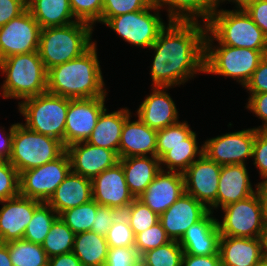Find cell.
I'll return each instance as SVG.
<instances>
[{"mask_svg": "<svg viewBox=\"0 0 267 266\" xmlns=\"http://www.w3.org/2000/svg\"><path fill=\"white\" fill-rule=\"evenodd\" d=\"M207 25L199 22L168 21L151 45L154 58L152 87L183 85L198 72L204 73Z\"/></svg>", "mask_w": 267, "mask_h": 266, "instance_id": "obj_1", "label": "cell"}, {"mask_svg": "<svg viewBox=\"0 0 267 266\" xmlns=\"http://www.w3.org/2000/svg\"><path fill=\"white\" fill-rule=\"evenodd\" d=\"M94 43L73 60L47 70V92L70 98H96L107 95Z\"/></svg>", "mask_w": 267, "mask_h": 266, "instance_id": "obj_2", "label": "cell"}, {"mask_svg": "<svg viewBox=\"0 0 267 266\" xmlns=\"http://www.w3.org/2000/svg\"><path fill=\"white\" fill-rule=\"evenodd\" d=\"M93 26L76 21L66 26L41 29L38 52L46 70L86 52L92 41Z\"/></svg>", "mask_w": 267, "mask_h": 266, "instance_id": "obj_3", "label": "cell"}, {"mask_svg": "<svg viewBox=\"0 0 267 266\" xmlns=\"http://www.w3.org/2000/svg\"><path fill=\"white\" fill-rule=\"evenodd\" d=\"M5 80L1 86L3 98L25 100L47 92V70L39 52L9 56L0 61Z\"/></svg>", "mask_w": 267, "mask_h": 266, "instance_id": "obj_4", "label": "cell"}, {"mask_svg": "<svg viewBox=\"0 0 267 266\" xmlns=\"http://www.w3.org/2000/svg\"><path fill=\"white\" fill-rule=\"evenodd\" d=\"M205 40L231 47L267 51V38L245 9H216L208 21Z\"/></svg>", "mask_w": 267, "mask_h": 266, "instance_id": "obj_5", "label": "cell"}, {"mask_svg": "<svg viewBox=\"0 0 267 266\" xmlns=\"http://www.w3.org/2000/svg\"><path fill=\"white\" fill-rule=\"evenodd\" d=\"M212 43V40H205L204 73L231 77L243 88L267 55V51Z\"/></svg>", "mask_w": 267, "mask_h": 266, "instance_id": "obj_6", "label": "cell"}, {"mask_svg": "<svg viewBox=\"0 0 267 266\" xmlns=\"http://www.w3.org/2000/svg\"><path fill=\"white\" fill-rule=\"evenodd\" d=\"M70 98L48 92L18 103L28 129L58 139L64 145L66 115Z\"/></svg>", "mask_w": 267, "mask_h": 266, "instance_id": "obj_7", "label": "cell"}, {"mask_svg": "<svg viewBox=\"0 0 267 266\" xmlns=\"http://www.w3.org/2000/svg\"><path fill=\"white\" fill-rule=\"evenodd\" d=\"M65 151L66 148L58 139L34 132L23 123H15L8 161L20 174L56 160Z\"/></svg>", "mask_w": 267, "mask_h": 266, "instance_id": "obj_8", "label": "cell"}, {"mask_svg": "<svg viewBox=\"0 0 267 266\" xmlns=\"http://www.w3.org/2000/svg\"><path fill=\"white\" fill-rule=\"evenodd\" d=\"M222 221L217 219L219 233L230 237L260 238L265 229L261 199L258 191L236 203L221 208Z\"/></svg>", "mask_w": 267, "mask_h": 266, "instance_id": "obj_9", "label": "cell"}, {"mask_svg": "<svg viewBox=\"0 0 267 266\" xmlns=\"http://www.w3.org/2000/svg\"><path fill=\"white\" fill-rule=\"evenodd\" d=\"M159 11L151 4L143 10L111 17L105 25L114 30L125 42L137 47L150 48L166 26Z\"/></svg>", "mask_w": 267, "mask_h": 266, "instance_id": "obj_10", "label": "cell"}, {"mask_svg": "<svg viewBox=\"0 0 267 266\" xmlns=\"http://www.w3.org/2000/svg\"><path fill=\"white\" fill-rule=\"evenodd\" d=\"M70 171L71 162L65 151L54 161L21 172L19 174L20 195L47 202Z\"/></svg>", "mask_w": 267, "mask_h": 266, "instance_id": "obj_11", "label": "cell"}, {"mask_svg": "<svg viewBox=\"0 0 267 266\" xmlns=\"http://www.w3.org/2000/svg\"><path fill=\"white\" fill-rule=\"evenodd\" d=\"M41 27L28 8L0 27V61L13 55L38 51Z\"/></svg>", "mask_w": 267, "mask_h": 266, "instance_id": "obj_12", "label": "cell"}, {"mask_svg": "<svg viewBox=\"0 0 267 266\" xmlns=\"http://www.w3.org/2000/svg\"><path fill=\"white\" fill-rule=\"evenodd\" d=\"M255 128L243 129L209 138L203 144V154L218 165L246 164L252 158Z\"/></svg>", "mask_w": 267, "mask_h": 266, "instance_id": "obj_13", "label": "cell"}, {"mask_svg": "<svg viewBox=\"0 0 267 266\" xmlns=\"http://www.w3.org/2000/svg\"><path fill=\"white\" fill-rule=\"evenodd\" d=\"M220 171L221 165L202 154L183 172L185 193L204 204L211 212L217 208Z\"/></svg>", "mask_w": 267, "mask_h": 266, "instance_id": "obj_14", "label": "cell"}, {"mask_svg": "<svg viewBox=\"0 0 267 266\" xmlns=\"http://www.w3.org/2000/svg\"><path fill=\"white\" fill-rule=\"evenodd\" d=\"M106 95L96 98L71 99L66 115L64 147L86 141L105 107Z\"/></svg>", "mask_w": 267, "mask_h": 266, "instance_id": "obj_15", "label": "cell"}, {"mask_svg": "<svg viewBox=\"0 0 267 266\" xmlns=\"http://www.w3.org/2000/svg\"><path fill=\"white\" fill-rule=\"evenodd\" d=\"M91 181L92 199L101 206H108L122 213L135 199L128 189L125 173L119 162Z\"/></svg>", "mask_w": 267, "mask_h": 266, "instance_id": "obj_16", "label": "cell"}, {"mask_svg": "<svg viewBox=\"0 0 267 266\" xmlns=\"http://www.w3.org/2000/svg\"><path fill=\"white\" fill-rule=\"evenodd\" d=\"M71 162V171L88 179L101 174L119 162L115 151L89 144L86 141L66 147Z\"/></svg>", "mask_w": 267, "mask_h": 266, "instance_id": "obj_17", "label": "cell"}, {"mask_svg": "<svg viewBox=\"0 0 267 266\" xmlns=\"http://www.w3.org/2000/svg\"><path fill=\"white\" fill-rule=\"evenodd\" d=\"M209 211L204 204L184 192L159 216V222L171 240L180 241L187 229L201 220Z\"/></svg>", "mask_w": 267, "mask_h": 266, "instance_id": "obj_18", "label": "cell"}, {"mask_svg": "<svg viewBox=\"0 0 267 266\" xmlns=\"http://www.w3.org/2000/svg\"><path fill=\"white\" fill-rule=\"evenodd\" d=\"M0 243L23 239L25 230L40 201L18 195L0 201Z\"/></svg>", "mask_w": 267, "mask_h": 266, "instance_id": "obj_19", "label": "cell"}, {"mask_svg": "<svg viewBox=\"0 0 267 266\" xmlns=\"http://www.w3.org/2000/svg\"><path fill=\"white\" fill-rule=\"evenodd\" d=\"M184 192L183 173L161 170L138 199L160 216Z\"/></svg>", "mask_w": 267, "mask_h": 266, "instance_id": "obj_20", "label": "cell"}, {"mask_svg": "<svg viewBox=\"0 0 267 266\" xmlns=\"http://www.w3.org/2000/svg\"><path fill=\"white\" fill-rule=\"evenodd\" d=\"M152 88V93L139 105L137 116L148 127L158 131L179 122V115L175 102L166 92L171 87Z\"/></svg>", "mask_w": 267, "mask_h": 266, "instance_id": "obj_21", "label": "cell"}, {"mask_svg": "<svg viewBox=\"0 0 267 266\" xmlns=\"http://www.w3.org/2000/svg\"><path fill=\"white\" fill-rule=\"evenodd\" d=\"M209 211L201 220L191 225L179 241L184 253L195 256L219 255L217 218Z\"/></svg>", "mask_w": 267, "mask_h": 266, "instance_id": "obj_22", "label": "cell"}, {"mask_svg": "<svg viewBox=\"0 0 267 266\" xmlns=\"http://www.w3.org/2000/svg\"><path fill=\"white\" fill-rule=\"evenodd\" d=\"M129 116L123 125L118 156L120 159L137 156H156L157 131L139 118L131 121Z\"/></svg>", "mask_w": 267, "mask_h": 266, "instance_id": "obj_23", "label": "cell"}, {"mask_svg": "<svg viewBox=\"0 0 267 266\" xmlns=\"http://www.w3.org/2000/svg\"><path fill=\"white\" fill-rule=\"evenodd\" d=\"M246 164H232L221 166L217 190V209L236 203L253 195Z\"/></svg>", "mask_w": 267, "mask_h": 266, "instance_id": "obj_24", "label": "cell"}, {"mask_svg": "<svg viewBox=\"0 0 267 266\" xmlns=\"http://www.w3.org/2000/svg\"><path fill=\"white\" fill-rule=\"evenodd\" d=\"M222 266H256L262 260L260 238L220 236Z\"/></svg>", "mask_w": 267, "mask_h": 266, "instance_id": "obj_25", "label": "cell"}, {"mask_svg": "<svg viewBox=\"0 0 267 266\" xmlns=\"http://www.w3.org/2000/svg\"><path fill=\"white\" fill-rule=\"evenodd\" d=\"M90 200H92L91 179L70 171L47 203L60 215Z\"/></svg>", "mask_w": 267, "mask_h": 266, "instance_id": "obj_26", "label": "cell"}, {"mask_svg": "<svg viewBox=\"0 0 267 266\" xmlns=\"http://www.w3.org/2000/svg\"><path fill=\"white\" fill-rule=\"evenodd\" d=\"M119 163L134 198H138L161 171L160 161L156 156L127 157L119 159Z\"/></svg>", "mask_w": 267, "mask_h": 266, "instance_id": "obj_27", "label": "cell"}, {"mask_svg": "<svg viewBox=\"0 0 267 266\" xmlns=\"http://www.w3.org/2000/svg\"><path fill=\"white\" fill-rule=\"evenodd\" d=\"M129 111L125 107L107 113V108H105L101 112L94 130L86 142L97 147L115 151L118 154L123 125L125 120L131 116Z\"/></svg>", "mask_w": 267, "mask_h": 266, "instance_id": "obj_28", "label": "cell"}, {"mask_svg": "<svg viewBox=\"0 0 267 266\" xmlns=\"http://www.w3.org/2000/svg\"><path fill=\"white\" fill-rule=\"evenodd\" d=\"M152 4L159 10L166 7L168 21L200 22L202 19L204 24L217 9L215 0H152Z\"/></svg>", "mask_w": 267, "mask_h": 266, "instance_id": "obj_29", "label": "cell"}, {"mask_svg": "<svg viewBox=\"0 0 267 266\" xmlns=\"http://www.w3.org/2000/svg\"><path fill=\"white\" fill-rule=\"evenodd\" d=\"M27 8L41 28L66 26L77 21L70 0H34Z\"/></svg>", "mask_w": 267, "mask_h": 266, "instance_id": "obj_30", "label": "cell"}, {"mask_svg": "<svg viewBox=\"0 0 267 266\" xmlns=\"http://www.w3.org/2000/svg\"><path fill=\"white\" fill-rule=\"evenodd\" d=\"M108 250L106 236L92 231L75 234L73 253L82 266H105Z\"/></svg>", "mask_w": 267, "mask_h": 266, "instance_id": "obj_31", "label": "cell"}, {"mask_svg": "<svg viewBox=\"0 0 267 266\" xmlns=\"http://www.w3.org/2000/svg\"><path fill=\"white\" fill-rule=\"evenodd\" d=\"M196 138L197 135L193 131L187 137V144H177L176 146L171 147V150L167 151L159 159L161 170L183 173L195 160H197V156L200 157L203 154V145H201V147L198 146Z\"/></svg>", "mask_w": 267, "mask_h": 266, "instance_id": "obj_32", "label": "cell"}, {"mask_svg": "<svg viewBox=\"0 0 267 266\" xmlns=\"http://www.w3.org/2000/svg\"><path fill=\"white\" fill-rule=\"evenodd\" d=\"M13 266H47L48 256L41 244L24 239L5 243Z\"/></svg>", "mask_w": 267, "mask_h": 266, "instance_id": "obj_33", "label": "cell"}, {"mask_svg": "<svg viewBox=\"0 0 267 266\" xmlns=\"http://www.w3.org/2000/svg\"><path fill=\"white\" fill-rule=\"evenodd\" d=\"M75 233L58 217L41 244L48 258L73 252Z\"/></svg>", "mask_w": 267, "mask_h": 266, "instance_id": "obj_34", "label": "cell"}, {"mask_svg": "<svg viewBox=\"0 0 267 266\" xmlns=\"http://www.w3.org/2000/svg\"><path fill=\"white\" fill-rule=\"evenodd\" d=\"M58 217L57 212L47 202H42L35 209L33 217L25 230L23 239L42 244L52 224Z\"/></svg>", "mask_w": 267, "mask_h": 266, "instance_id": "obj_35", "label": "cell"}, {"mask_svg": "<svg viewBox=\"0 0 267 266\" xmlns=\"http://www.w3.org/2000/svg\"><path fill=\"white\" fill-rule=\"evenodd\" d=\"M100 205L93 199L62 212L59 217L75 233L90 231Z\"/></svg>", "mask_w": 267, "mask_h": 266, "instance_id": "obj_36", "label": "cell"}, {"mask_svg": "<svg viewBox=\"0 0 267 266\" xmlns=\"http://www.w3.org/2000/svg\"><path fill=\"white\" fill-rule=\"evenodd\" d=\"M183 253L179 241L171 240L156 249L148 250L139 258L149 266H181Z\"/></svg>", "mask_w": 267, "mask_h": 266, "instance_id": "obj_37", "label": "cell"}, {"mask_svg": "<svg viewBox=\"0 0 267 266\" xmlns=\"http://www.w3.org/2000/svg\"><path fill=\"white\" fill-rule=\"evenodd\" d=\"M193 132L188 122H177L157 131L156 157L161 158L171 147L187 144V137Z\"/></svg>", "mask_w": 267, "mask_h": 266, "instance_id": "obj_38", "label": "cell"}, {"mask_svg": "<svg viewBox=\"0 0 267 266\" xmlns=\"http://www.w3.org/2000/svg\"><path fill=\"white\" fill-rule=\"evenodd\" d=\"M122 213L135 236L159 222V216L138 198H135Z\"/></svg>", "mask_w": 267, "mask_h": 266, "instance_id": "obj_39", "label": "cell"}, {"mask_svg": "<svg viewBox=\"0 0 267 266\" xmlns=\"http://www.w3.org/2000/svg\"><path fill=\"white\" fill-rule=\"evenodd\" d=\"M106 240L109 248H134L135 235L123 213L117 217L115 222L109 228Z\"/></svg>", "mask_w": 267, "mask_h": 266, "instance_id": "obj_40", "label": "cell"}, {"mask_svg": "<svg viewBox=\"0 0 267 266\" xmlns=\"http://www.w3.org/2000/svg\"><path fill=\"white\" fill-rule=\"evenodd\" d=\"M170 241L171 239L167 236L162 224L157 222L154 226L147 228L135 236L134 248L140 257L148 250L156 249Z\"/></svg>", "mask_w": 267, "mask_h": 266, "instance_id": "obj_41", "label": "cell"}, {"mask_svg": "<svg viewBox=\"0 0 267 266\" xmlns=\"http://www.w3.org/2000/svg\"><path fill=\"white\" fill-rule=\"evenodd\" d=\"M151 4L152 0H104L99 22L105 24L111 17L143 10Z\"/></svg>", "mask_w": 267, "mask_h": 266, "instance_id": "obj_42", "label": "cell"}, {"mask_svg": "<svg viewBox=\"0 0 267 266\" xmlns=\"http://www.w3.org/2000/svg\"><path fill=\"white\" fill-rule=\"evenodd\" d=\"M20 195L19 172L6 159L0 158V201Z\"/></svg>", "mask_w": 267, "mask_h": 266, "instance_id": "obj_43", "label": "cell"}, {"mask_svg": "<svg viewBox=\"0 0 267 266\" xmlns=\"http://www.w3.org/2000/svg\"><path fill=\"white\" fill-rule=\"evenodd\" d=\"M104 0H70V7L77 21L94 26L101 20Z\"/></svg>", "mask_w": 267, "mask_h": 266, "instance_id": "obj_44", "label": "cell"}, {"mask_svg": "<svg viewBox=\"0 0 267 266\" xmlns=\"http://www.w3.org/2000/svg\"><path fill=\"white\" fill-rule=\"evenodd\" d=\"M252 158L255 167L259 169L261 182H267V130H257L255 127Z\"/></svg>", "mask_w": 267, "mask_h": 266, "instance_id": "obj_45", "label": "cell"}, {"mask_svg": "<svg viewBox=\"0 0 267 266\" xmlns=\"http://www.w3.org/2000/svg\"><path fill=\"white\" fill-rule=\"evenodd\" d=\"M120 214L121 212L114 208L100 205L97 208L96 216L90 231L106 236L109 228Z\"/></svg>", "mask_w": 267, "mask_h": 266, "instance_id": "obj_46", "label": "cell"}, {"mask_svg": "<svg viewBox=\"0 0 267 266\" xmlns=\"http://www.w3.org/2000/svg\"><path fill=\"white\" fill-rule=\"evenodd\" d=\"M138 259L135 248H109L105 266H134Z\"/></svg>", "mask_w": 267, "mask_h": 266, "instance_id": "obj_47", "label": "cell"}, {"mask_svg": "<svg viewBox=\"0 0 267 266\" xmlns=\"http://www.w3.org/2000/svg\"><path fill=\"white\" fill-rule=\"evenodd\" d=\"M244 87L249 91V94L267 92V55L261 60Z\"/></svg>", "mask_w": 267, "mask_h": 266, "instance_id": "obj_48", "label": "cell"}, {"mask_svg": "<svg viewBox=\"0 0 267 266\" xmlns=\"http://www.w3.org/2000/svg\"><path fill=\"white\" fill-rule=\"evenodd\" d=\"M245 107L262 120L263 125L256 129L267 130V92L250 94Z\"/></svg>", "mask_w": 267, "mask_h": 266, "instance_id": "obj_49", "label": "cell"}, {"mask_svg": "<svg viewBox=\"0 0 267 266\" xmlns=\"http://www.w3.org/2000/svg\"><path fill=\"white\" fill-rule=\"evenodd\" d=\"M245 11L267 38V0L253 1L245 8Z\"/></svg>", "mask_w": 267, "mask_h": 266, "instance_id": "obj_50", "label": "cell"}, {"mask_svg": "<svg viewBox=\"0 0 267 266\" xmlns=\"http://www.w3.org/2000/svg\"><path fill=\"white\" fill-rule=\"evenodd\" d=\"M27 9L24 0H0V27Z\"/></svg>", "mask_w": 267, "mask_h": 266, "instance_id": "obj_51", "label": "cell"}, {"mask_svg": "<svg viewBox=\"0 0 267 266\" xmlns=\"http://www.w3.org/2000/svg\"><path fill=\"white\" fill-rule=\"evenodd\" d=\"M181 266H222L220 255L195 256L183 253Z\"/></svg>", "mask_w": 267, "mask_h": 266, "instance_id": "obj_52", "label": "cell"}, {"mask_svg": "<svg viewBox=\"0 0 267 266\" xmlns=\"http://www.w3.org/2000/svg\"><path fill=\"white\" fill-rule=\"evenodd\" d=\"M0 131H3V133H0V158L8 160L12 151L14 124L10 126L7 134L5 133L6 131L4 130V127L2 130L0 129Z\"/></svg>", "mask_w": 267, "mask_h": 266, "instance_id": "obj_53", "label": "cell"}, {"mask_svg": "<svg viewBox=\"0 0 267 266\" xmlns=\"http://www.w3.org/2000/svg\"><path fill=\"white\" fill-rule=\"evenodd\" d=\"M47 266H82V263L73 252H70L49 258Z\"/></svg>", "mask_w": 267, "mask_h": 266, "instance_id": "obj_54", "label": "cell"}, {"mask_svg": "<svg viewBox=\"0 0 267 266\" xmlns=\"http://www.w3.org/2000/svg\"><path fill=\"white\" fill-rule=\"evenodd\" d=\"M255 188L258 191L262 203L264 223L267 226V182H258Z\"/></svg>", "mask_w": 267, "mask_h": 266, "instance_id": "obj_55", "label": "cell"}, {"mask_svg": "<svg viewBox=\"0 0 267 266\" xmlns=\"http://www.w3.org/2000/svg\"><path fill=\"white\" fill-rule=\"evenodd\" d=\"M0 266H13L5 243H0Z\"/></svg>", "mask_w": 267, "mask_h": 266, "instance_id": "obj_56", "label": "cell"}, {"mask_svg": "<svg viewBox=\"0 0 267 266\" xmlns=\"http://www.w3.org/2000/svg\"><path fill=\"white\" fill-rule=\"evenodd\" d=\"M224 1L235 3L236 9H245L251 2L255 0H215L216 8H219L220 3H223Z\"/></svg>", "mask_w": 267, "mask_h": 266, "instance_id": "obj_57", "label": "cell"}, {"mask_svg": "<svg viewBox=\"0 0 267 266\" xmlns=\"http://www.w3.org/2000/svg\"><path fill=\"white\" fill-rule=\"evenodd\" d=\"M261 249H262V259L267 261V226L261 234Z\"/></svg>", "mask_w": 267, "mask_h": 266, "instance_id": "obj_58", "label": "cell"}, {"mask_svg": "<svg viewBox=\"0 0 267 266\" xmlns=\"http://www.w3.org/2000/svg\"><path fill=\"white\" fill-rule=\"evenodd\" d=\"M134 266H149L145 262H143L140 258L136 261Z\"/></svg>", "mask_w": 267, "mask_h": 266, "instance_id": "obj_59", "label": "cell"}, {"mask_svg": "<svg viewBox=\"0 0 267 266\" xmlns=\"http://www.w3.org/2000/svg\"><path fill=\"white\" fill-rule=\"evenodd\" d=\"M256 266H267V261L262 259Z\"/></svg>", "mask_w": 267, "mask_h": 266, "instance_id": "obj_60", "label": "cell"}, {"mask_svg": "<svg viewBox=\"0 0 267 266\" xmlns=\"http://www.w3.org/2000/svg\"><path fill=\"white\" fill-rule=\"evenodd\" d=\"M34 0H24L25 5L28 7Z\"/></svg>", "mask_w": 267, "mask_h": 266, "instance_id": "obj_61", "label": "cell"}]
</instances>
